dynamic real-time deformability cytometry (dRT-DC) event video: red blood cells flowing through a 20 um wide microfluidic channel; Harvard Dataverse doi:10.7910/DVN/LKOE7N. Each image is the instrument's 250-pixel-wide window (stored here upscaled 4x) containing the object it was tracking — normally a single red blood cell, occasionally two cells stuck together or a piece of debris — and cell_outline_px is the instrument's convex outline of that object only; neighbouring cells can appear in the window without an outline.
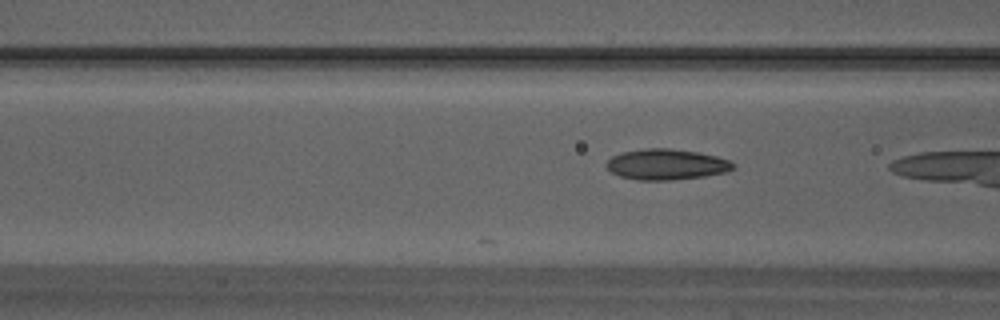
{"species": "Egyptian fruit bat (a non-hibernating species)", "species_latin": "Rousettus aegyptiacus", "temperature_condition": "warm", "stored_images_in_passage": 6, "camera_frame_rate_fps": 3000, "um_per_image_px": 0.085, "animal": {"sex": "male"}, "frame": {"image": 1, "passage_image": 6, "time_ms": 1.667, "image_size_px": [1000, 320], "cell_outline_px": [[736, 168], [724, 172], [704, 176], [672, 180], [636, 180], [620, 176], [612, 172], [604, 164], [612, 156], [620, 152], [644, 148], [672, 148], [700, 152], [716, 156], [728, 160], [736, 164]], "centroid_in_image_um": [56.64, 13.96], "position_along_channel_um": 110.0, "area_um2": 22.89}}